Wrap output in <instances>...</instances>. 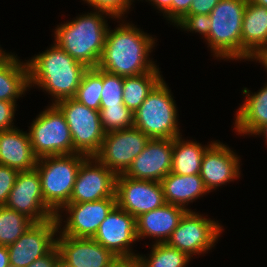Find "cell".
<instances>
[{"label": "cell", "instance_id": "40", "mask_svg": "<svg viewBox=\"0 0 267 267\" xmlns=\"http://www.w3.org/2000/svg\"><path fill=\"white\" fill-rule=\"evenodd\" d=\"M112 267H144L139 256L117 258Z\"/></svg>", "mask_w": 267, "mask_h": 267}, {"label": "cell", "instance_id": "44", "mask_svg": "<svg viewBox=\"0 0 267 267\" xmlns=\"http://www.w3.org/2000/svg\"><path fill=\"white\" fill-rule=\"evenodd\" d=\"M258 60L267 70V51Z\"/></svg>", "mask_w": 267, "mask_h": 267}, {"label": "cell", "instance_id": "22", "mask_svg": "<svg viewBox=\"0 0 267 267\" xmlns=\"http://www.w3.org/2000/svg\"><path fill=\"white\" fill-rule=\"evenodd\" d=\"M37 161L29 133L17 127L0 131V165L22 172L35 169Z\"/></svg>", "mask_w": 267, "mask_h": 267}, {"label": "cell", "instance_id": "34", "mask_svg": "<svg viewBox=\"0 0 267 267\" xmlns=\"http://www.w3.org/2000/svg\"><path fill=\"white\" fill-rule=\"evenodd\" d=\"M175 25L185 31L187 30L188 32L195 31L203 35V37L207 39L212 22L210 20L209 15L194 14V15H185Z\"/></svg>", "mask_w": 267, "mask_h": 267}, {"label": "cell", "instance_id": "29", "mask_svg": "<svg viewBox=\"0 0 267 267\" xmlns=\"http://www.w3.org/2000/svg\"><path fill=\"white\" fill-rule=\"evenodd\" d=\"M138 256L144 267H186L191 259L188 254L167 243H154L149 257Z\"/></svg>", "mask_w": 267, "mask_h": 267}, {"label": "cell", "instance_id": "37", "mask_svg": "<svg viewBox=\"0 0 267 267\" xmlns=\"http://www.w3.org/2000/svg\"><path fill=\"white\" fill-rule=\"evenodd\" d=\"M220 0H193L187 15L206 14L215 8Z\"/></svg>", "mask_w": 267, "mask_h": 267}, {"label": "cell", "instance_id": "28", "mask_svg": "<svg viewBox=\"0 0 267 267\" xmlns=\"http://www.w3.org/2000/svg\"><path fill=\"white\" fill-rule=\"evenodd\" d=\"M103 87V69L88 68L81 79L74 99L90 109L100 111L101 91Z\"/></svg>", "mask_w": 267, "mask_h": 267}, {"label": "cell", "instance_id": "12", "mask_svg": "<svg viewBox=\"0 0 267 267\" xmlns=\"http://www.w3.org/2000/svg\"><path fill=\"white\" fill-rule=\"evenodd\" d=\"M58 223L55 217L33 223L13 244L7 246L10 267H27L56 247Z\"/></svg>", "mask_w": 267, "mask_h": 267}, {"label": "cell", "instance_id": "30", "mask_svg": "<svg viewBox=\"0 0 267 267\" xmlns=\"http://www.w3.org/2000/svg\"><path fill=\"white\" fill-rule=\"evenodd\" d=\"M32 224L25 215L5 205L0 206V245L13 244Z\"/></svg>", "mask_w": 267, "mask_h": 267}, {"label": "cell", "instance_id": "10", "mask_svg": "<svg viewBox=\"0 0 267 267\" xmlns=\"http://www.w3.org/2000/svg\"><path fill=\"white\" fill-rule=\"evenodd\" d=\"M222 231L223 226L218 221L191 210L184 214L166 243L193 257L211 250Z\"/></svg>", "mask_w": 267, "mask_h": 267}, {"label": "cell", "instance_id": "23", "mask_svg": "<svg viewBox=\"0 0 267 267\" xmlns=\"http://www.w3.org/2000/svg\"><path fill=\"white\" fill-rule=\"evenodd\" d=\"M160 183L166 203L181 206L188 211H191V209H188L185 205L209 193L200 174L179 175L170 172Z\"/></svg>", "mask_w": 267, "mask_h": 267}, {"label": "cell", "instance_id": "24", "mask_svg": "<svg viewBox=\"0 0 267 267\" xmlns=\"http://www.w3.org/2000/svg\"><path fill=\"white\" fill-rule=\"evenodd\" d=\"M245 102L235 116V130L239 134L252 135L261 125L267 123V83L257 92L242 90Z\"/></svg>", "mask_w": 267, "mask_h": 267}, {"label": "cell", "instance_id": "43", "mask_svg": "<svg viewBox=\"0 0 267 267\" xmlns=\"http://www.w3.org/2000/svg\"><path fill=\"white\" fill-rule=\"evenodd\" d=\"M252 135H264V138H266L265 141L267 143V123L261 125Z\"/></svg>", "mask_w": 267, "mask_h": 267}, {"label": "cell", "instance_id": "11", "mask_svg": "<svg viewBox=\"0 0 267 267\" xmlns=\"http://www.w3.org/2000/svg\"><path fill=\"white\" fill-rule=\"evenodd\" d=\"M116 205V198H104L93 202L67 203L60 210L68 214L65 225L62 214L57 212L55 218L60 230L59 234L74 238H93L101 222ZM63 226V227H62ZM62 227V229H61Z\"/></svg>", "mask_w": 267, "mask_h": 267}, {"label": "cell", "instance_id": "13", "mask_svg": "<svg viewBox=\"0 0 267 267\" xmlns=\"http://www.w3.org/2000/svg\"><path fill=\"white\" fill-rule=\"evenodd\" d=\"M5 206L25 215L33 223L45 222L56 215L44 201L36 169L17 174Z\"/></svg>", "mask_w": 267, "mask_h": 267}, {"label": "cell", "instance_id": "6", "mask_svg": "<svg viewBox=\"0 0 267 267\" xmlns=\"http://www.w3.org/2000/svg\"><path fill=\"white\" fill-rule=\"evenodd\" d=\"M87 157L75 153L38 159L35 169L40 175L42 195L55 213L69 203L79 167Z\"/></svg>", "mask_w": 267, "mask_h": 267}, {"label": "cell", "instance_id": "38", "mask_svg": "<svg viewBox=\"0 0 267 267\" xmlns=\"http://www.w3.org/2000/svg\"><path fill=\"white\" fill-rule=\"evenodd\" d=\"M193 0H172V23L176 24L188 14Z\"/></svg>", "mask_w": 267, "mask_h": 267}, {"label": "cell", "instance_id": "19", "mask_svg": "<svg viewBox=\"0 0 267 267\" xmlns=\"http://www.w3.org/2000/svg\"><path fill=\"white\" fill-rule=\"evenodd\" d=\"M239 158L227 145L213 141L203 154L200 171L209 192L240 177Z\"/></svg>", "mask_w": 267, "mask_h": 267}, {"label": "cell", "instance_id": "5", "mask_svg": "<svg viewBox=\"0 0 267 267\" xmlns=\"http://www.w3.org/2000/svg\"><path fill=\"white\" fill-rule=\"evenodd\" d=\"M168 88L162 79L133 113L134 127L150 139H173L181 134L174 96Z\"/></svg>", "mask_w": 267, "mask_h": 267}, {"label": "cell", "instance_id": "20", "mask_svg": "<svg viewBox=\"0 0 267 267\" xmlns=\"http://www.w3.org/2000/svg\"><path fill=\"white\" fill-rule=\"evenodd\" d=\"M267 51V8L247 0L241 30V59L256 60Z\"/></svg>", "mask_w": 267, "mask_h": 267}, {"label": "cell", "instance_id": "36", "mask_svg": "<svg viewBox=\"0 0 267 267\" xmlns=\"http://www.w3.org/2000/svg\"><path fill=\"white\" fill-rule=\"evenodd\" d=\"M16 103L0 100V131L15 128L13 126L16 112Z\"/></svg>", "mask_w": 267, "mask_h": 267}, {"label": "cell", "instance_id": "25", "mask_svg": "<svg viewBox=\"0 0 267 267\" xmlns=\"http://www.w3.org/2000/svg\"><path fill=\"white\" fill-rule=\"evenodd\" d=\"M28 89L27 63L8 53L0 60V100L16 103Z\"/></svg>", "mask_w": 267, "mask_h": 267}, {"label": "cell", "instance_id": "45", "mask_svg": "<svg viewBox=\"0 0 267 267\" xmlns=\"http://www.w3.org/2000/svg\"><path fill=\"white\" fill-rule=\"evenodd\" d=\"M248 1L252 2L253 4H257L267 8V0H248Z\"/></svg>", "mask_w": 267, "mask_h": 267}, {"label": "cell", "instance_id": "3", "mask_svg": "<svg viewBox=\"0 0 267 267\" xmlns=\"http://www.w3.org/2000/svg\"><path fill=\"white\" fill-rule=\"evenodd\" d=\"M107 16L111 17L101 11L79 15L76 19L56 27L54 41L73 59L87 68H95L105 45Z\"/></svg>", "mask_w": 267, "mask_h": 267}, {"label": "cell", "instance_id": "21", "mask_svg": "<svg viewBox=\"0 0 267 267\" xmlns=\"http://www.w3.org/2000/svg\"><path fill=\"white\" fill-rule=\"evenodd\" d=\"M187 211L181 206L165 203L161 207L141 214L136 218L137 239L149 236L155 238V243H166Z\"/></svg>", "mask_w": 267, "mask_h": 267}, {"label": "cell", "instance_id": "27", "mask_svg": "<svg viewBox=\"0 0 267 267\" xmlns=\"http://www.w3.org/2000/svg\"><path fill=\"white\" fill-rule=\"evenodd\" d=\"M158 66L152 71L123 77V103L133 113L145 101L152 89L163 79Z\"/></svg>", "mask_w": 267, "mask_h": 267}, {"label": "cell", "instance_id": "35", "mask_svg": "<svg viewBox=\"0 0 267 267\" xmlns=\"http://www.w3.org/2000/svg\"><path fill=\"white\" fill-rule=\"evenodd\" d=\"M18 173L17 170L11 167L0 165V206L6 204Z\"/></svg>", "mask_w": 267, "mask_h": 267}, {"label": "cell", "instance_id": "31", "mask_svg": "<svg viewBox=\"0 0 267 267\" xmlns=\"http://www.w3.org/2000/svg\"><path fill=\"white\" fill-rule=\"evenodd\" d=\"M100 119L106 133L134 127L133 112L125 105L100 106Z\"/></svg>", "mask_w": 267, "mask_h": 267}, {"label": "cell", "instance_id": "7", "mask_svg": "<svg viewBox=\"0 0 267 267\" xmlns=\"http://www.w3.org/2000/svg\"><path fill=\"white\" fill-rule=\"evenodd\" d=\"M28 133L33 152L38 159L78 153L73 148L72 135L65 116L55 104L40 112L32 121Z\"/></svg>", "mask_w": 267, "mask_h": 267}, {"label": "cell", "instance_id": "4", "mask_svg": "<svg viewBox=\"0 0 267 267\" xmlns=\"http://www.w3.org/2000/svg\"><path fill=\"white\" fill-rule=\"evenodd\" d=\"M247 0H220L210 12L206 39L213 56L241 61V30Z\"/></svg>", "mask_w": 267, "mask_h": 267}, {"label": "cell", "instance_id": "46", "mask_svg": "<svg viewBox=\"0 0 267 267\" xmlns=\"http://www.w3.org/2000/svg\"><path fill=\"white\" fill-rule=\"evenodd\" d=\"M8 53H6L5 51L2 50V48L0 47V60L3 59Z\"/></svg>", "mask_w": 267, "mask_h": 267}, {"label": "cell", "instance_id": "8", "mask_svg": "<svg viewBox=\"0 0 267 267\" xmlns=\"http://www.w3.org/2000/svg\"><path fill=\"white\" fill-rule=\"evenodd\" d=\"M64 114L72 135L73 148L86 156H93L103 143L106 132L100 119V111L90 109L74 98L55 104Z\"/></svg>", "mask_w": 267, "mask_h": 267}, {"label": "cell", "instance_id": "15", "mask_svg": "<svg viewBox=\"0 0 267 267\" xmlns=\"http://www.w3.org/2000/svg\"><path fill=\"white\" fill-rule=\"evenodd\" d=\"M116 175L93 156L80 165L69 203L93 202L115 197Z\"/></svg>", "mask_w": 267, "mask_h": 267}, {"label": "cell", "instance_id": "16", "mask_svg": "<svg viewBox=\"0 0 267 267\" xmlns=\"http://www.w3.org/2000/svg\"><path fill=\"white\" fill-rule=\"evenodd\" d=\"M93 239L118 258L139 255L132 251L133 242L138 240L136 218L117 205L101 222Z\"/></svg>", "mask_w": 267, "mask_h": 267}, {"label": "cell", "instance_id": "42", "mask_svg": "<svg viewBox=\"0 0 267 267\" xmlns=\"http://www.w3.org/2000/svg\"><path fill=\"white\" fill-rule=\"evenodd\" d=\"M0 267H10L7 246L0 245Z\"/></svg>", "mask_w": 267, "mask_h": 267}, {"label": "cell", "instance_id": "9", "mask_svg": "<svg viewBox=\"0 0 267 267\" xmlns=\"http://www.w3.org/2000/svg\"><path fill=\"white\" fill-rule=\"evenodd\" d=\"M150 138L136 127L107 132L93 157L116 176L124 174Z\"/></svg>", "mask_w": 267, "mask_h": 267}, {"label": "cell", "instance_id": "26", "mask_svg": "<svg viewBox=\"0 0 267 267\" xmlns=\"http://www.w3.org/2000/svg\"><path fill=\"white\" fill-rule=\"evenodd\" d=\"M212 143L203 147L195 141H184L182 135L175 137L171 172L179 175L200 174L203 154Z\"/></svg>", "mask_w": 267, "mask_h": 267}, {"label": "cell", "instance_id": "33", "mask_svg": "<svg viewBox=\"0 0 267 267\" xmlns=\"http://www.w3.org/2000/svg\"><path fill=\"white\" fill-rule=\"evenodd\" d=\"M94 10L107 13L111 18L122 20V17L131 8L134 0H83ZM121 18V19H120Z\"/></svg>", "mask_w": 267, "mask_h": 267}, {"label": "cell", "instance_id": "2", "mask_svg": "<svg viewBox=\"0 0 267 267\" xmlns=\"http://www.w3.org/2000/svg\"><path fill=\"white\" fill-rule=\"evenodd\" d=\"M28 61L29 88L34 85L42 88L53 98L52 104L74 98L84 72V64L73 59L55 42Z\"/></svg>", "mask_w": 267, "mask_h": 267}, {"label": "cell", "instance_id": "32", "mask_svg": "<svg viewBox=\"0 0 267 267\" xmlns=\"http://www.w3.org/2000/svg\"><path fill=\"white\" fill-rule=\"evenodd\" d=\"M123 77L103 70L100 106L124 105Z\"/></svg>", "mask_w": 267, "mask_h": 267}, {"label": "cell", "instance_id": "47", "mask_svg": "<svg viewBox=\"0 0 267 267\" xmlns=\"http://www.w3.org/2000/svg\"><path fill=\"white\" fill-rule=\"evenodd\" d=\"M57 267H68V266L62 263L61 261H59L57 264Z\"/></svg>", "mask_w": 267, "mask_h": 267}, {"label": "cell", "instance_id": "17", "mask_svg": "<svg viewBox=\"0 0 267 267\" xmlns=\"http://www.w3.org/2000/svg\"><path fill=\"white\" fill-rule=\"evenodd\" d=\"M173 139H150L123 174L126 177L160 182L172 169Z\"/></svg>", "mask_w": 267, "mask_h": 267}, {"label": "cell", "instance_id": "14", "mask_svg": "<svg viewBox=\"0 0 267 267\" xmlns=\"http://www.w3.org/2000/svg\"><path fill=\"white\" fill-rule=\"evenodd\" d=\"M116 205L133 217L163 206L166 201L160 182L116 176Z\"/></svg>", "mask_w": 267, "mask_h": 267}, {"label": "cell", "instance_id": "41", "mask_svg": "<svg viewBox=\"0 0 267 267\" xmlns=\"http://www.w3.org/2000/svg\"><path fill=\"white\" fill-rule=\"evenodd\" d=\"M161 11L167 20L172 22V0H147Z\"/></svg>", "mask_w": 267, "mask_h": 267}, {"label": "cell", "instance_id": "1", "mask_svg": "<svg viewBox=\"0 0 267 267\" xmlns=\"http://www.w3.org/2000/svg\"><path fill=\"white\" fill-rule=\"evenodd\" d=\"M118 26L114 30L108 28L97 67L122 77L141 75L156 68L149 58L156 38L123 20Z\"/></svg>", "mask_w": 267, "mask_h": 267}, {"label": "cell", "instance_id": "39", "mask_svg": "<svg viewBox=\"0 0 267 267\" xmlns=\"http://www.w3.org/2000/svg\"><path fill=\"white\" fill-rule=\"evenodd\" d=\"M60 261V254L55 247L51 252L42 258L36 259L32 264L27 267H57L58 262Z\"/></svg>", "mask_w": 267, "mask_h": 267}, {"label": "cell", "instance_id": "18", "mask_svg": "<svg viewBox=\"0 0 267 267\" xmlns=\"http://www.w3.org/2000/svg\"><path fill=\"white\" fill-rule=\"evenodd\" d=\"M58 235L56 247L60 261L68 267H112L118 258L93 238Z\"/></svg>", "mask_w": 267, "mask_h": 267}]
</instances>
